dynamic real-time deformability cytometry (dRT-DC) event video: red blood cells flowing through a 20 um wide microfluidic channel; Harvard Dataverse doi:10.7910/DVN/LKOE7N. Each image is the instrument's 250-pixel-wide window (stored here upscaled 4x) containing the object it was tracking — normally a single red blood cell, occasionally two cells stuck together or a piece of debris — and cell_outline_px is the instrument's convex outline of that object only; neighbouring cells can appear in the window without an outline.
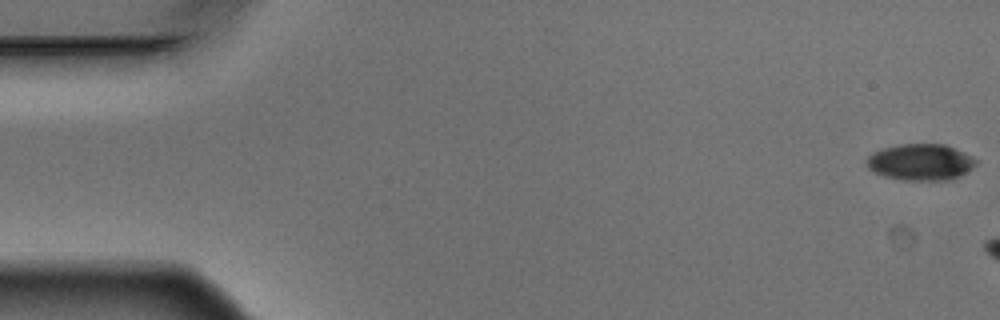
{"species": "Egyptian fruit bat (a non-hibernating species)", "species_latin": "Rousettus aegyptiacus", "temperature_condition": "warm", "stored_images_in_passage": 3, "camera_frame_rate_fps": 3000, "um_per_image_px": 0.085, "animal": {"sex": "male"}, "frame": {"image": 1, "passage_image": 1, "time_ms": 0.0, "image_size_px": [1000, 320], "cell_outline_px": [[976, 164], [972, 168], [960, 176], [952, 180], [900, 180], [884, 176], [872, 172], [868, 168], [868, 156], [872, 152], [884, 148], [900, 144], [944, 144], [956, 148], [972, 156], [976, 160]], "centroid_in_image_um": [78.26, 13.79], "position_along_channel_um": 6.7, "area_um2": 23.29}}